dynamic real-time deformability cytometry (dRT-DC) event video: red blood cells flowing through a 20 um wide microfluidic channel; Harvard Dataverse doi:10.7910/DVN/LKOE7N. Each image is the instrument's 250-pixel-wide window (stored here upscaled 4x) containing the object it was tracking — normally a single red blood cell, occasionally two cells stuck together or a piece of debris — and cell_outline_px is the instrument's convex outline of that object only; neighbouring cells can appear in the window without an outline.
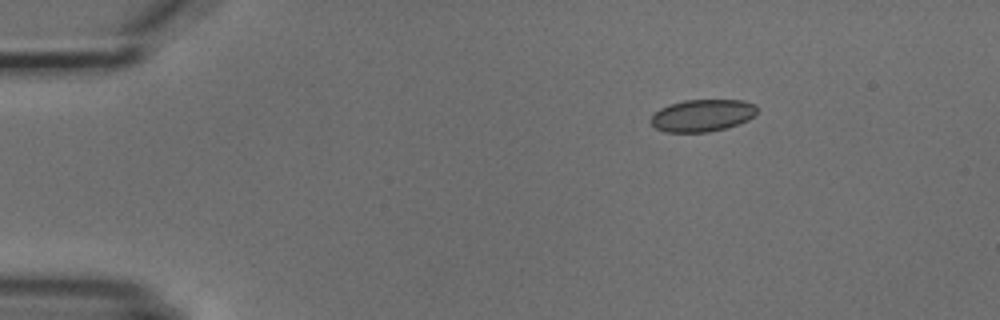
{"species": "common noctule bat (a hibernating species)", "species_latin": "Nyctalus noctula", "temperature_condition": "cold", "stored_images_in_passage": 3, "camera_frame_rate_fps": 3000, "um_per_image_px": 0.085, "animal": {"sex": "male", "body_mass_g": 18.8}, "frame": {"image": 1, "passage_image": 1, "time_ms": 0.0, "image_size_px": [1000, 320], "cell_outline_px": [[756, 112], [748, 120], [740, 124], [708, 132], [664, 132], [656, 128], [648, 120], [660, 108], [668, 104], [684, 100], [744, 100], [756, 104]], "centroid_in_image_um": [59.68, 9.81], "position_along_channel_um": 25.3, "area_um2": 20.0}}